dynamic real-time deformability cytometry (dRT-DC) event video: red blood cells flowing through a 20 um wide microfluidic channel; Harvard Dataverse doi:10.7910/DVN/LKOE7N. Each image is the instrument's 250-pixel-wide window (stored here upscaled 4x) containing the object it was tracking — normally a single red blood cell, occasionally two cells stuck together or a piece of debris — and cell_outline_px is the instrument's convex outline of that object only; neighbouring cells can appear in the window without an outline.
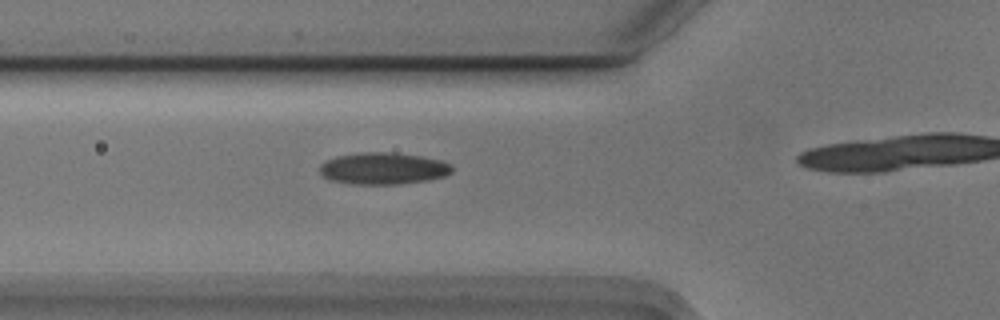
{"species": "Egyptian fruit bat (a non-hibernating species)", "species_latin": "Rousettus aegyptiacus", "temperature_condition": "cold", "stored_images_in_passage": 11, "camera_frame_rate_fps": 3000, "um_per_image_px": 0.085, "animal": {"sex": "male"}, "frame": {"image": 1, "passage_image": 7, "time_ms": 2.0, "image_size_px": [1000, 320], "cell_outline_px": [[452, 172], [444, 176], [428, 180], [400, 184], [352, 184], [328, 180], [320, 172], [320, 164], [336, 156], [360, 152], [392, 152], [420, 156], [440, 160], [452, 164]], "centroid_in_image_um": [32.57, 14.32], "position_along_channel_um": 93.2, "area_um2": 24.62}}
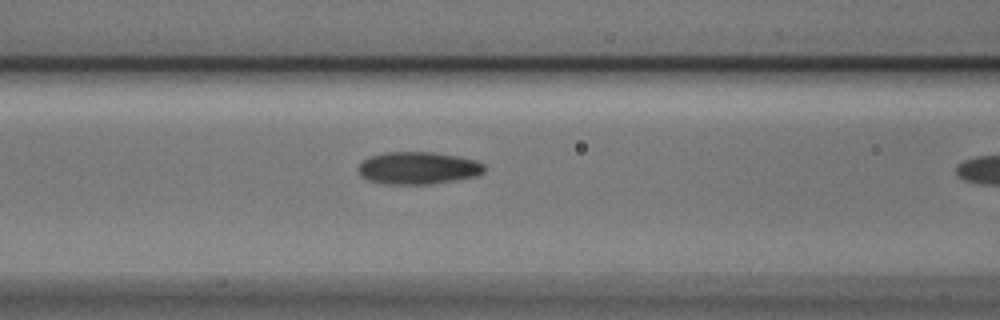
{"frame": {"image": 2, "passage_image": 10, "time_ms": 3.0, "image_size_px": [1000, 320], "cell_outline_px": [[484, 172], [476, 176], [456, 180], [432, 184], [384, 184], [368, 180], [360, 176], [356, 168], [368, 156], [384, 152], [432, 152], [460, 156], [476, 160], [484, 164]], "centroid_in_image_um": [35.51, 14.28], "position_along_channel_um": 131.1, "area_um2": 24.1}}